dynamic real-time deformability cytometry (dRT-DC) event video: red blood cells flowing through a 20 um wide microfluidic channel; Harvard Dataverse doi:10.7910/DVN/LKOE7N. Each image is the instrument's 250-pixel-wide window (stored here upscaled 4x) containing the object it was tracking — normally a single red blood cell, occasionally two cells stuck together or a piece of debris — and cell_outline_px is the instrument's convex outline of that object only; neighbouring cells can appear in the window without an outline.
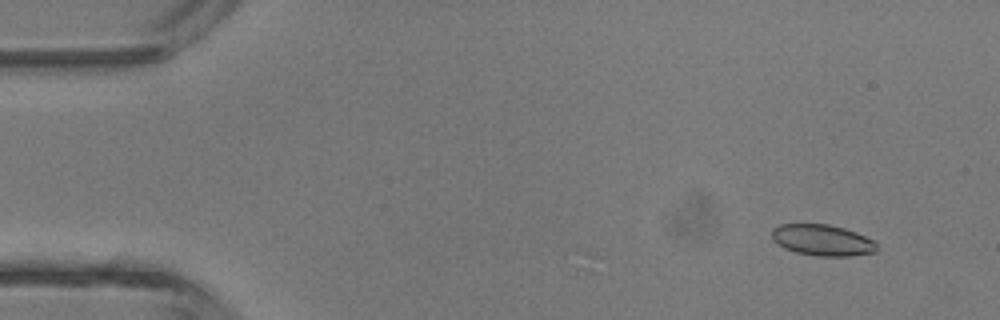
{"species": "common noctule bat (a hibernating species)", "species_latin": "Nyctalus noctula", "temperature_condition": "room temperature", "stored_images_in_passage": 5, "camera_frame_rate_fps": 3000, "um_per_image_px": 0.085, "animal": {"sex": "male", "body_mass_g": 13.3}, "frame": {"image": 1, "passage_image": 1, "time_ms": 0.0, "image_size_px": [1000, 320], "cell_outline_px": [[876, 252], [848, 256], [816, 256], [796, 252], [784, 248], [772, 240], [772, 228], [780, 224], [828, 224], [844, 228], [856, 232], [872, 240], [876, 244]], "centroid_in_image_um": [69.87, 20.41], "position_along_channel_um": 15.1, "area_um2": 19.02}}
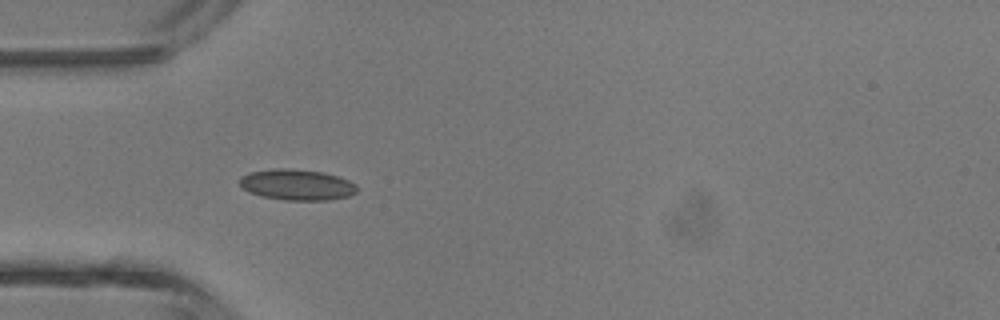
{"frame": {"image": 2, "passage_image": 4, "time_ms": 3.333, "image_size_px": [1000, 320], "cell_outline_px": [[356, 192], [348, 196], [328, 200], [284, 200], [264, 196], [248, 192], [240, 184], [240, 176], [252, 172], [272, 168], [292, 168], [324, 172], [348, 180], [356, 184]], "centroid_in_image_um": [25.23, 15.69], "position_along_channel_um": 59.8, "area_um2": 21.04}}
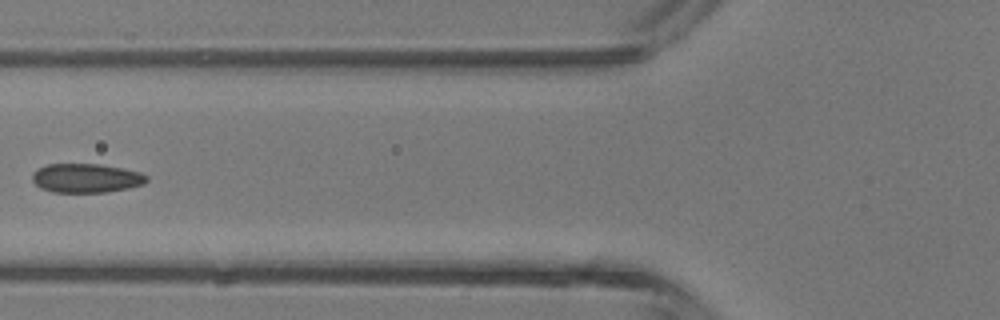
{"frame": {"image": 3, "passage_image": 5, "time_ms": 4.667, "image_size_px": [1000, 320], "cell_outline_px": [[148, 180], [144, 184], [128, 188], [104, 192], [52, 192], [40, 188], [32, 180], [32, 172], [36, 168], [48, 164], [100, 164], [140, 172], [148, 176]], "centroid_in_image_um": [7.29, 15.14], "position_along_channel_um": 118.5, "area_um2": 19.42}}